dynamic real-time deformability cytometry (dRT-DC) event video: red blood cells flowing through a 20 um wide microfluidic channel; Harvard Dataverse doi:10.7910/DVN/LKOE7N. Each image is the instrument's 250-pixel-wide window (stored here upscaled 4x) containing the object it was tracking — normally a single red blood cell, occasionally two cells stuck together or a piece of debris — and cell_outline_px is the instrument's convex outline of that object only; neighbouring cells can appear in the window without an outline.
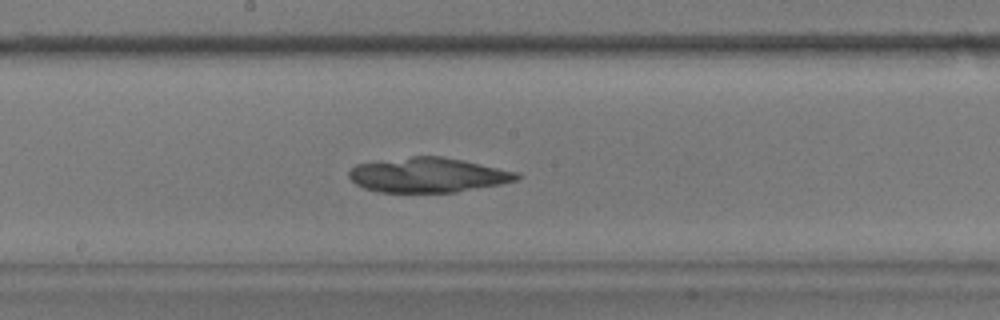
{"species": "common noctule bat (a hibernating species)", "species_latin": "Nyctalus noctula", "temperature_condition": "warm", "stored_images_in_passage": 28, "camera_frame_rate_fps": 3000, "um_per_image_px": 0.085, "animal": {"sex": "male", "body_mass_g": 17.9}, "frame": {"image": 1, "passage_image": 13, "time_ms": 4.0, "image_size_px": [1000, 320], "cell_outline_px": [[520, 176], [516, 180], [500, 184], [456, 192], [380, 192], [364, 188], [356, 184], [348, 176], [348, 172], [356, 164], [412, 156], [440, 156], [520, 172]], "centroid_in_image_um": [36.36, 14.88], "position_along_channel_um": 211.8, "area_um2": 33.7}}
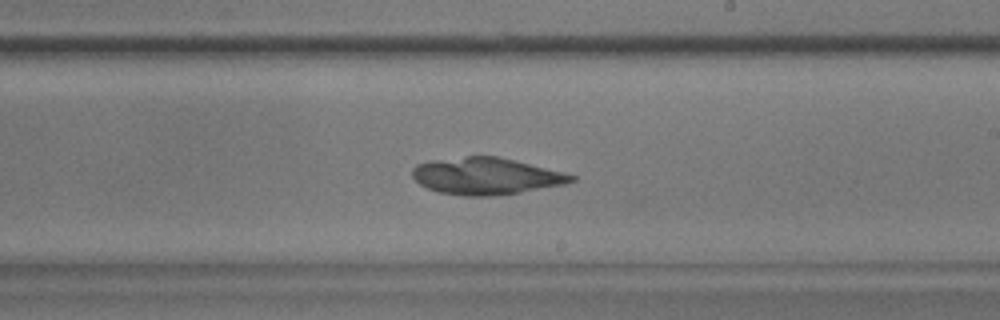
{"frame": {"image": 2, "passage_image": 16, "time_ms": 5.0, "image_size_px": [1000, 320], "cell_outline_px": [[576, 180], [564, 184], [520, 192], [492, 196], [464, 196], [440, 192], [428, 188], [420, 184], [412, 176], [412, 168], [416, 164], [428, 160], [468, 156], [496, 156], [576, 176]], "centroid_in_image_um": [41.24, 14.97], "position_along_channel_um": 247.8, "area_um2": 33.7}}